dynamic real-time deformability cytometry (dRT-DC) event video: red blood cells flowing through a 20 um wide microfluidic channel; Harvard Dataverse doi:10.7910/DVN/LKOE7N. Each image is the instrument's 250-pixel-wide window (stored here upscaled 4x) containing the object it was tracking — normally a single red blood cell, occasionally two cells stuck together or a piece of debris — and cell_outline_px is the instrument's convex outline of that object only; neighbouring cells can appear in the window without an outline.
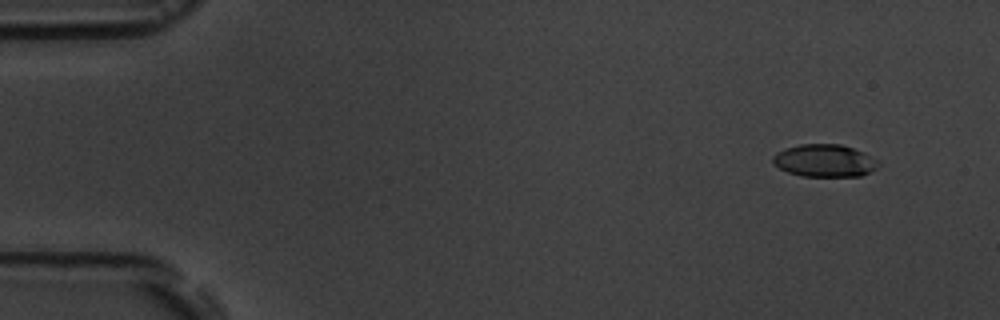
{"species": "common noctule bat (a hibernating species)", "species_latin": "Nyctalus noctula", "temperature_condition": "room temperature", "stored_images_in_passage": 6, "camera_frame_rate_fps": 3000, "um_per_image_px": 0.085, "animal": {"sex": "male", "body_mass_g": 19.5, "forearm_length_mm": 54.6}, "frame": {"image": 1, "passage_image": 2, "time_ms": 1.333, "image_size_px": [1000, 320], "cell_outline_px": [[880, 164], [876, 168], [860, 176], [800, 176], [788, 172], [772, 164], [772, 156], [776, 152], [784, 148], [800, 144], [840, 144], [864, 152], [876, 160]], "centroid_in_image_um": [70.04, 13.65], "position_along_channel_um": 15.0, "area_um2": 20.0}}
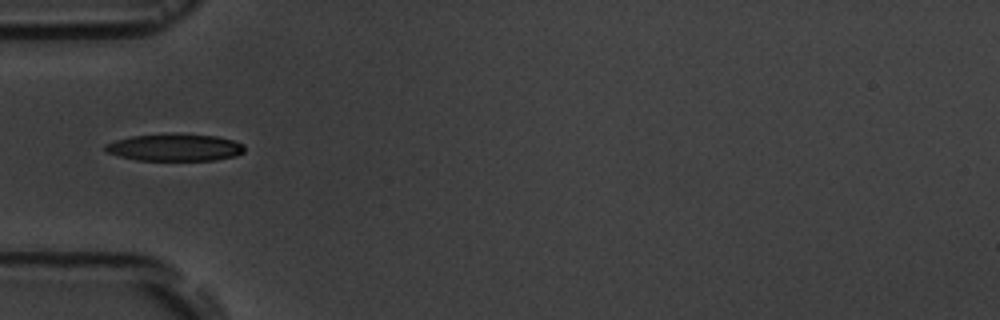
{"frame": {"image": 2, "passage_image": 6, "time_ms": 6.0, "image_size_px": [1000, 320], "cell_outline_px": [[244, 152], [236, 156], [216, 160], [136, 160], [104, 152], [104, 144], [116, 140], [132, 136], [216, 136], [232, 140], [244, 144]], "centroid_in_image_um": [14.85, 12.58], "position_along_channel_um": 70.1, "area_um2": 21.21}}